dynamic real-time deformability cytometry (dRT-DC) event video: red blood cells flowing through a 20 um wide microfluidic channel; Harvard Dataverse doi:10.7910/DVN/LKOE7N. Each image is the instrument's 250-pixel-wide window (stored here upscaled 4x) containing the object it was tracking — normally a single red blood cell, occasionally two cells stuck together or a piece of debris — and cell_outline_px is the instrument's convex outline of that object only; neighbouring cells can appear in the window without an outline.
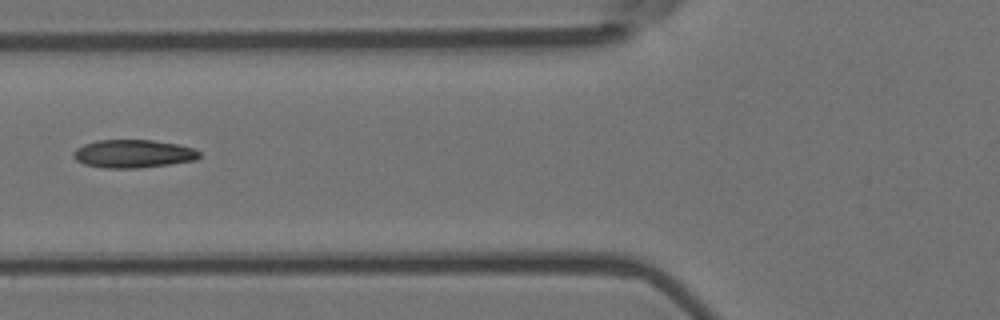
{"species": "Egyptian fruit bat (a non-hibernating species)", "species_latin": "Rousettus aegyptiacus", "temperature_condition": "room temperature", "stored_images_in_passage": 8, "camera_frame_rate_fps": 3000, "um_per_image_px": 0.085, "animal": {"sex": "female"}, "frame": {"image": 1, "passage_image": 5, "time_ms": 1.333, "image_size_px": [1000, 320], "cell_outline_px": [[200, 156], [196, 160], [140, 168], [104, 168], [84, 164], [76, 160], [72, 156], [72, 152], [76, 148], [84, 144], [96, 140], [152, 140], [180, 144], [192, 148], [200, 152]], "centroid_in_image_um": [11.3, 13.06], "position_along_channel_um": 114.5, "area_um2": 20.75}}
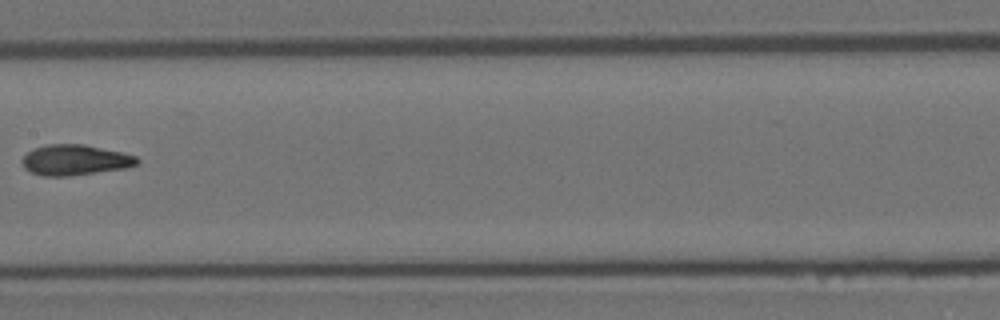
{"frame": {"image": 2, "passage_image": 7, "time_ms": 2.0, "image_size_px": [1000, 320], "cell_outline_px": [[140, 160], [136, 164], [124, 168], [68, 176], [44, 176], [32, 172], [24, 168], [20, 160], [28, 152], [36, 148], [48, 144], [84, 144], [124, 152], [136, 156]], "centroid_in_image_um": [6.37, 13.59], "position_along_channel_um": 201.0, "area_um2": 20.35}}
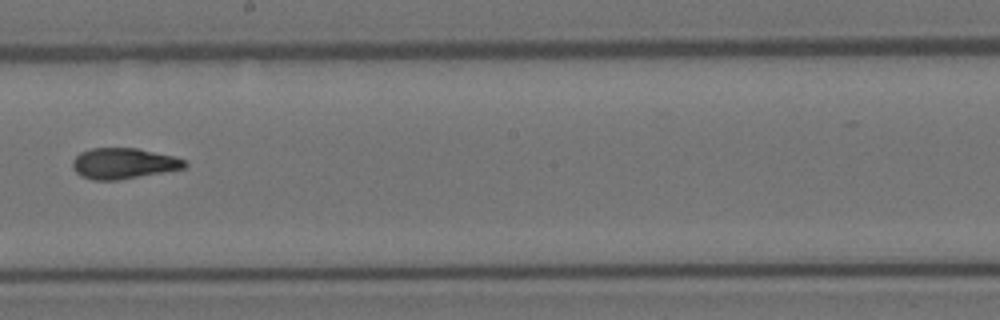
{"frame": {"image": 3, "passage_image": 8, "time_ms": 2.333, "image_size_px": [1000, 320], "cell_outline_px": [[188, 164], [184, 168], [116, 180], [92, 180], [80, 176], [72, 168], [72, 160], [80, 152], [92, 148], [136, 148], [172, 156], [184, 160]], "centroid_in_image_um": [10.43, 13.89], "position_along_channel_um": 237.8, "area_um2": 19.88}}